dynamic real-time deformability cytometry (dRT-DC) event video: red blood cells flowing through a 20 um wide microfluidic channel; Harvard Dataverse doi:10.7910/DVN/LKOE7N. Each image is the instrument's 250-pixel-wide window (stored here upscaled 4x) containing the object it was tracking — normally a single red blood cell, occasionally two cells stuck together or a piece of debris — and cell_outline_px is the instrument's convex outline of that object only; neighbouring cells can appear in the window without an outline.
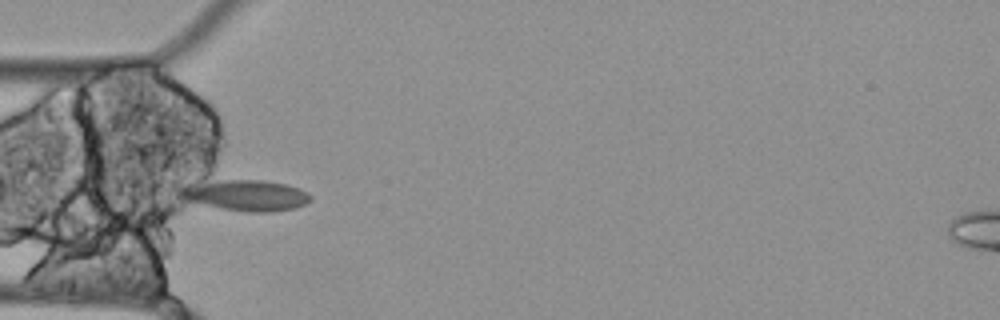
{"species": "Egyptian fruit bat (a non-hibernating species)", "species_latin": "Rousettus aegyptiacus", "temperature_condition": "cold", "stored_images_in_passage": 3, "camera_frame_rate_fps": 3000, "um_per_image_px": 0.085, "animal": {"sex": "female"}, "frame": {"image": 1, "passage_image": 1, "time_ms": 0.0, "image_size_px": [1000, 320], "cell_outline_px": [[312, 200], [296, 208], [272, 212], [248, 212], [224, 208], [188, 200], [184, 196], [188, 192], [208, 184], [224, 180], [264, 180], [284, 184], [300, 188], [308, 192], [312, 196]], "centroid_in_image_um": [21.29, 16.64], "position_along_channel_um": 63.7, "area_um2": 21.73}}
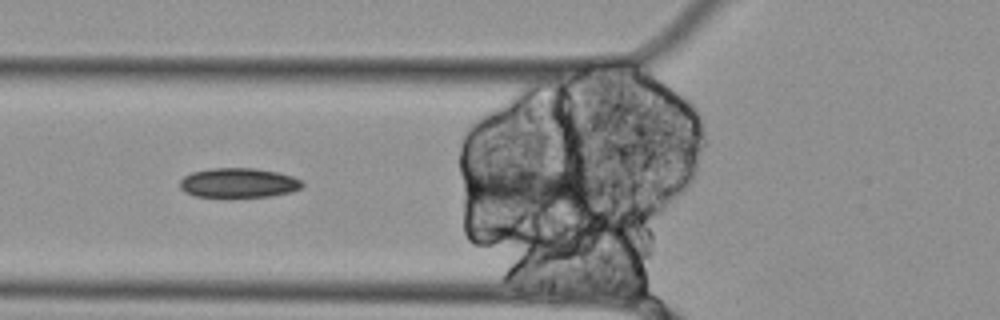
{"frame": {"image": 2, "passage_image": 2, "time_ms": 0.333, "image_size_px": [1000, 320], "cell_outline_px": [[304, 184], [300, 188], [292, 192], [272, 196], [196, 196], [184, 192], [180, 188], [180, 180], [184, 176], [192, 172], [212, 168], [256, 168], [280, 172], [292, 176], [300, 180]], "centroid_in_image_um": [20.29, 15.53], "position_along_channel_um": 105.5, "area_um2": 21.04}}